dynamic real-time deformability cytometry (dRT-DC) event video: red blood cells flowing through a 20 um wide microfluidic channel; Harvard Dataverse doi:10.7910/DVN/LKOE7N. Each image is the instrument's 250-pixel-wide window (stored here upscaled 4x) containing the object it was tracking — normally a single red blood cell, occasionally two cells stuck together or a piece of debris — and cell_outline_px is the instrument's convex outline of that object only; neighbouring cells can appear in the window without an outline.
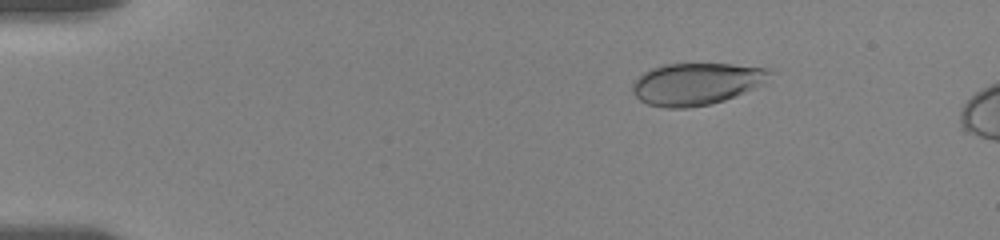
{"species": "human", "species_latin": "Homo sapiens", "temperature_condition": "room temperature", "stored_images_in_passage": 5, "camera_frame_rate_fps": 3000, "um_per_image_px": 0.085, "donor": {"sex": "female"}, "frame": {"image": 1, "passage_image": 3, "time_ms": 2.333, "image_size_px": [1000, 240], "cell_outline_px": [[772, 72], [764, 84], [724, 100], [708, 104], [684, 108], [668, 108], [648, 104], [640, 100], [632, 92], [632, 84], [644, 72], [652, 68], [664, 64], [732, 64], [768, 68]], "centroid_in_image_um": [59.19, 7.12], "position_along_channel_um": 25.8, "area_um2": 33.35}}